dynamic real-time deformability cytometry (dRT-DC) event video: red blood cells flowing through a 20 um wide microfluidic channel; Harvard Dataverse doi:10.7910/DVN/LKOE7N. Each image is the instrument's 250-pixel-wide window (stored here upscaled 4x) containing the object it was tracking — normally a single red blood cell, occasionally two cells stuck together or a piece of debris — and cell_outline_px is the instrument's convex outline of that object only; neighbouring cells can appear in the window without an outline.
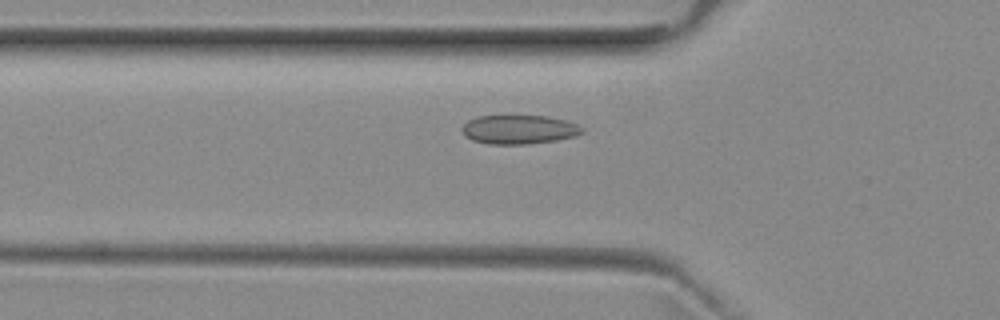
{"species": "common noctule bat (a hibernating species)", "species_latin": "Nyctalus noctula", "temperature_condition": "room temperature", "stored_images_in_passage": 50, "camera_frame_rate_fps": 3000, "um_per_image_px": 0.085, "animal": {"sex": "female", "body_mass_g": 29.2, "forearm_length_mm": 56.3}, "frame": {"image": 1, "passage_image": 15, "time_ms": 4.667, "image_size_px": [1000, 320], "cell_outline_px": [[584, 132], [576, 136], [556, 140], [524, 144], [488, 144], [472, 140], [464, 136], [464, 124], [468, 120], [476, 116], [548, 116], [564, 120], [576, 124], [584, 128]], "centroid_in_image_um": [44.13, 11.01], "position_along_channel_um": 81.7, "area_um2": 20.17}}
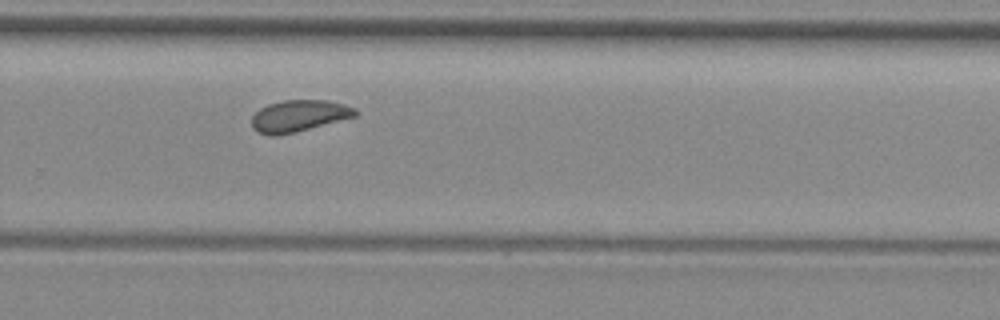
{"frame": {"image": 2, "passage_image": 32, "time_ms": 10.333, "image_size_px": [1000, 320], "cell_outline_px": [[360, 112], [356, 116], [296, 132], [276, 136], [268, 136], [256, 132], [252, 128], [252, 116], [260, 108], [268, 104], [284, 100], [328, 100], [344, 104], [356, 108]], "centroid_in_image_um": [25.4, 9.85], "position_along_channel_um": 304.4, "area_um2": 19.31}}
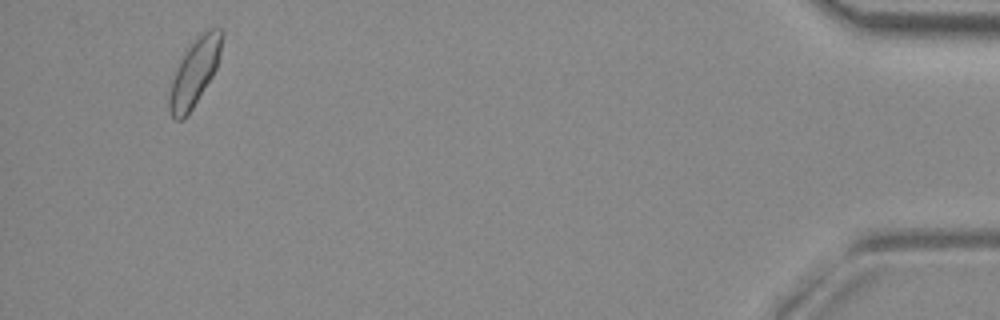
{"frame": {"image": 3, "passage_image": 47, "time_ms": 15.333, "image_size_px": [1000, 320], "cell_outline_px": [[224, 36], [220, 56], [216, 68], [212, 76], [192, 108], [184, 120], [176, 120], [172, 116], [168, 108], [168, 96], [172, 80], [180, 60], [188, 48], [204, 32], [212, 28], [220, 28], [224, 32]], "centroid_in_image_um": [16.54, 6.17], "position_along_channel_um": 418.7, "area_um2": 20.11}, "authors_computed_cell_mechanics": {"area_um2": 19.4497, "velocity_mm_per_s": 3.9307, "shape_relaxation_time_tau1_ms": 4.4681, "shape_relaxation_time_tau2_ms": 2.8106, "deformation_change_tau1": 0.0683, "deformation_change_tau2": 0.0469}}